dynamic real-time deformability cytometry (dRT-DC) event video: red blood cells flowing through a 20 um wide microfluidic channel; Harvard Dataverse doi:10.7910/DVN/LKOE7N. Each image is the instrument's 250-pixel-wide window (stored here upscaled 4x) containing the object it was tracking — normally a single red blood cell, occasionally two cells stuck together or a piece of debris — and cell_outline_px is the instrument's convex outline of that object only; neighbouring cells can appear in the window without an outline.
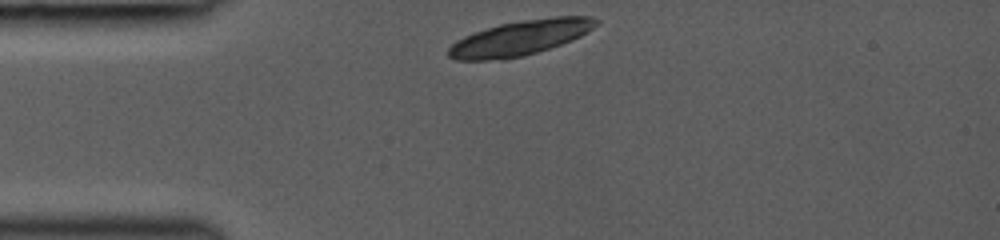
{"species": "common noctule bat (a hibernating species)", "species_latin": "Nyctalus noctula", "temperature_condition": "room temperature", "stored_images_in_passage": 20, "camera_frame_rate_fps": 3000, "um_per_image_px": 0.085, "animal": {"sex": "female", "body_mass_g": 19.0, "forearm_length_mm": 53.3}, "frame": {"image": 1, "passage_image": 1, "time_ms": 0.0, "image_size_px": [1000, 240], "cell_outline_px": [[600, 20], [588, 32], [572, 40], [536, 52], [520, 56], [500, 60], [456, 60], [448, 56], [448, 48], [456, 40], [464, 36], [500, 24], [524, 20], [556, 16], [592, 16]], "centroid_in_image_um": [44.22, 3.22], "position_along_channel_um": 40.8, "area_um2": 29.71}}